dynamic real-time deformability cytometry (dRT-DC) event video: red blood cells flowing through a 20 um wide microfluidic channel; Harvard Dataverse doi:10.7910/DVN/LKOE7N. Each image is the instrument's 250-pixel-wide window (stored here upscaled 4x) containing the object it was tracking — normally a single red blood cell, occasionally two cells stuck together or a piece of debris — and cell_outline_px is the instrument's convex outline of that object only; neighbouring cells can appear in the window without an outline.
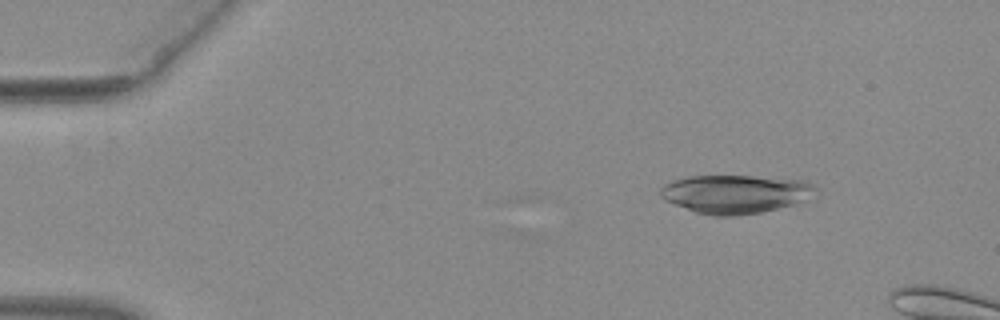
{"species": "common noctule bat (a hibernating species)", "species_latin": "Nyctalus noctula", "temperature_condition": "warm", "stored_images_in_passage": 9, "camera_frame_rate_fps": 3000, "um_per_image_px": 0.085, "animal": {"sex": "female", "body_mass_g": 29.2, "forearm_length_mm": 56.3}, "frame": {"image": 1, "passage_image": 6, "time_ms": 1.667, "image_size_px": [1000, 320], "cell_outline_px": [[820, 192], [816, 200], [760, 212], [732, 216], [712, 216], [696, 212], [664, 200], [660, 196], [660, 188], [664, 184], [672, 180], [688, 176], [752, 176], [808, 180], [816, 184]], "centroid_in_image_um": [62.66, 16.48], "position_along_channel_um": 22.3, "area_um2": 35.78}}